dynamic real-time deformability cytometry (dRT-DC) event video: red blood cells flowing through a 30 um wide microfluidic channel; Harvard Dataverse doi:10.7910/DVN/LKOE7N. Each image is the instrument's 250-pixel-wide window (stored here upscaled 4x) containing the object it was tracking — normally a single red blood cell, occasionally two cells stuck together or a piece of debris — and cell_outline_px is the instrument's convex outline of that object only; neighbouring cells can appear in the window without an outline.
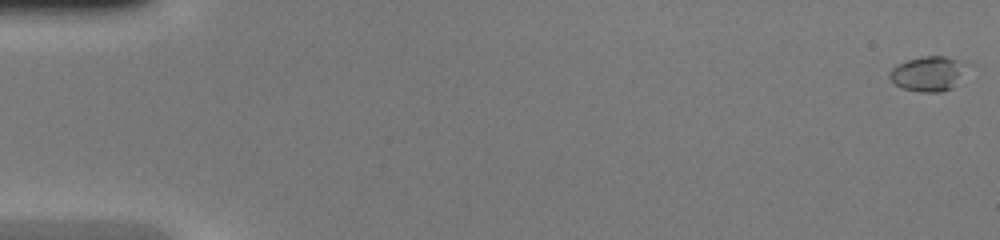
{"species": "common noctule bat (a hibernating species)", "species_latin": "Nyctalus noctula", "temperature_condition": "warm", "stored_images_in_passage": 47, "camera_frame_rate_fps": 3000, "um_per_image_px": 0.085, "animal": {"sex": "female", "body_mass_g": 20.0, "forearm_length_mm": 54.0}, "frame": {"image": 1, "passage_image": 1, "time_ms": 0.0, "image_size_px": [1000, 240], "cell_outline_px": [[968, 64], [952, 88], [940, 92], [920, 92], [900, 88], [888, 76], [888, 72], [896, 64], [908, 60], [924, 56], [944, 56], [960, 60]], "centroid_in_image_um": [78.85, 6.26], "position_along_channel_um": 6.2, "area_um2": 15.61}}
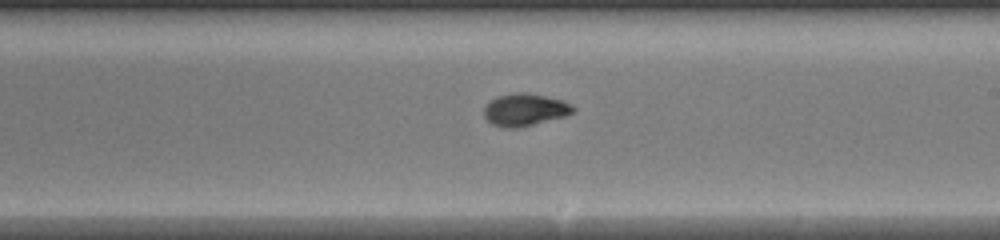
{"frame": {"image": 2, "passage_image": 28, "time_ms": 9.0, "image_size_px": [1000, 240], "cell_outline_px": [[576, 112], [564, 116], [516, 128], [504, 128], [492, 124], [484, 116], [484, 108], [496, 96], [516, 92], [524, 92], [544, 96], [560, 100], [572, 104], [576, 108]], "centroid_in_image_um": [44.62, 9.32], "position_along_channel_um": 244.4, "area_um2": 16.59}}
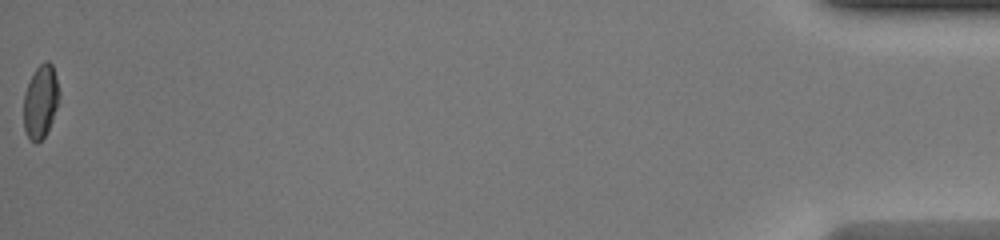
{"frame": {"image": 3, "passage_image": 47, "time_ms": 15.333, "image_size_px": [1000, 240], "cell_outline_px": [[60, 96], [52, 120], [44, 136], [36, 144], [28, 136], [24, 128], [24, 92], [36, 68], [44, 60], [48, 60], [52, 64], [56, 76], [60, 92]], "centroid_in_image_um": [3.46, 8.59], "position_along_channel_um": 431.7, "area_um2": 15.03}}